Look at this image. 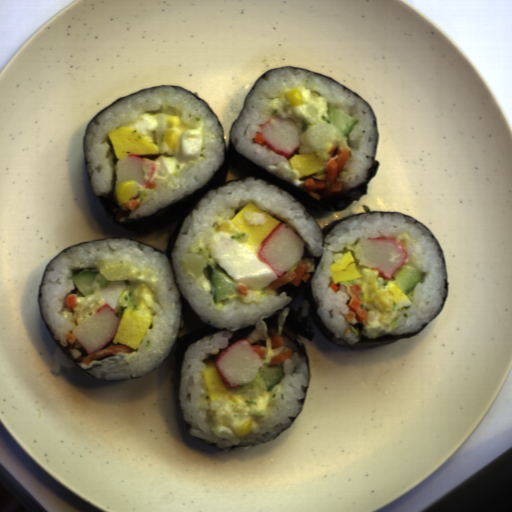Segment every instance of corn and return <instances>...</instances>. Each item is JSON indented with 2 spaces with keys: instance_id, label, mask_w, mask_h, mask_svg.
I'll use <instances>...</instances> for the list:
<instances>
[{
  "instance_id": "obj_2",
  "label": "corn",
  "mask_w": 512,
  "mask_h": 512,
  "mask_svg": "<svg viewBox=\"0 0 512 512\" xmlns=\"http://www.w3.org/2000/svg\"><path fill=\"white\" fill-rule=\"evenodd\" d=\"M287 98L289 100L291 107L296 105H302L304 102L303 95L299 90L296 89L287 93Z\"/></svg>"
},
{
  "instance_id": "obj_3",
  "label": "corn",
  "mask_w": 512,
  "mask_h": 512,
  "mask_svg": "<svg viewBox=\"0 0 512 512\" xmlns=\"http://www.w3.org/2000/svg\"><path fill=\"white\" fill-rule=\"evenodd\" d=\"M252 426H253V420L250 419L247 423H245L241 427L234 428V430H235L236 435H238L240 437V436H243V435H246L247 433H249L252 429Z\"/></svg>"
},
{
  "instance_id": "obj_1",
  "label": "corn",
  "mask_w": 512,
  "mask_h": 512,
  "mask_svg": "<svg viewBox=\"0 0 512 512\" xmlns=\"http://www.w3.org/2000/svg\"><path fill=\"white\" fill-rule=\"evenodd\" d=\"M138 184L134 180L122 181L116 192L118 203L121 205L124 202L130 201L134 197L137 196L138 193Z\"/></svg>"
}]
</instances>
